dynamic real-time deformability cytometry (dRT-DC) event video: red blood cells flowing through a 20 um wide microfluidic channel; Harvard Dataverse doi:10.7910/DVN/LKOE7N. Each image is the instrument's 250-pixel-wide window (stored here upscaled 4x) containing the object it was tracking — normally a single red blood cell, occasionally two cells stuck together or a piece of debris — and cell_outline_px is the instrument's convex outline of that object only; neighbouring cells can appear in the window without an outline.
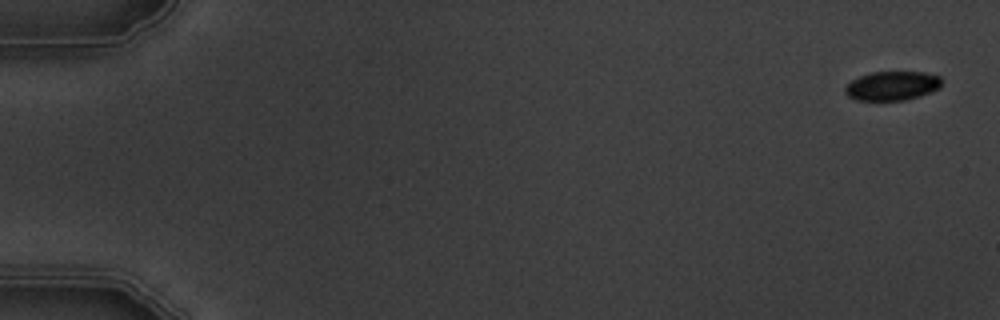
{"species": "common noctule bat (a hibernating species)", "species_latin": "Nyctalus noctula", "temperature_condition": "warm", "stored_images_in_passage": 4, "camera_frame_rate_fps": 3000, "um_per_image_px": 0.085, "animal": {"sex": "male", "body_mass_g": 19.5, "forearm_length_mm": 54.6}, "frame": {"image": 1, "passage_image": 1, "time_ms": 0.0, "image_size_px": [1000, 320], "cell_outline_px": [[944, 80], [940, 88], [920, 96], [904, 100], [856, 100], [848, 96], [844, 92], [844, 88], [852, 80], [860, 76], [872, 72], [924, 72], [940, 76]], "centroid_in_image_um": [75.86, 7.29], "position_along_channel_um": 9.1, "area_um2": 16.47}}